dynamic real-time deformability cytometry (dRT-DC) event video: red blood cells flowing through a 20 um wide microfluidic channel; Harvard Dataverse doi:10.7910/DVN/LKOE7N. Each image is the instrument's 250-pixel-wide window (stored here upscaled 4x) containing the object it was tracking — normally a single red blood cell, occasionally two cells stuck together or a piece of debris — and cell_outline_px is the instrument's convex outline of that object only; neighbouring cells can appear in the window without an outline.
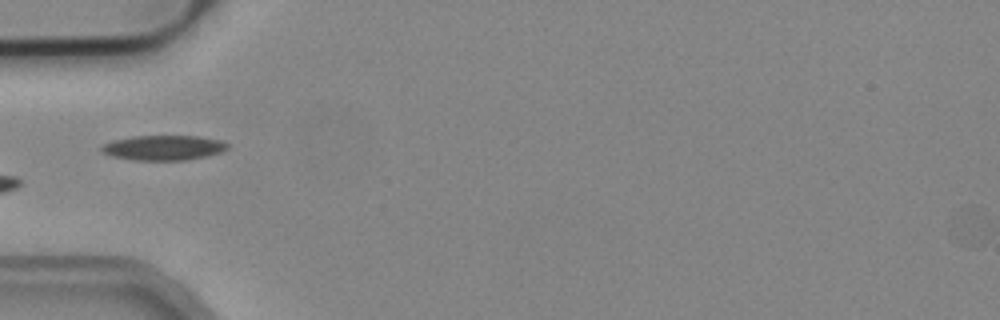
{"species": "common noctule bat (a hibernating species)", "species_latin": "Nyctalus noctula", "temperature_condition": "cold", "stored_images_in_passage": 3, "camera_frame_rate_fps": 3000, "um_per_image_px": 0.085, "animal": {"sex": "male", "body_mass_g": 19.2, "forearm_length_mm": 51.8}, "frame": {"image": 1, "passage_image": 2, "time_ms": 0.333, "image_size_px": [1000, 320], "cell_outline_px": [[228, 148], [220, 152], [208, 156], [184, 160], [132, 160], [112, 156], [104, 152], [100, 148], [104, 144], [112, 140], [132, 136], [196, 136], [220, 140], [228, 144]], "centroid_in_image_um": [13.89, 12.55], "position_along_channel_um": 71.1, "area_um2": 18.21}}